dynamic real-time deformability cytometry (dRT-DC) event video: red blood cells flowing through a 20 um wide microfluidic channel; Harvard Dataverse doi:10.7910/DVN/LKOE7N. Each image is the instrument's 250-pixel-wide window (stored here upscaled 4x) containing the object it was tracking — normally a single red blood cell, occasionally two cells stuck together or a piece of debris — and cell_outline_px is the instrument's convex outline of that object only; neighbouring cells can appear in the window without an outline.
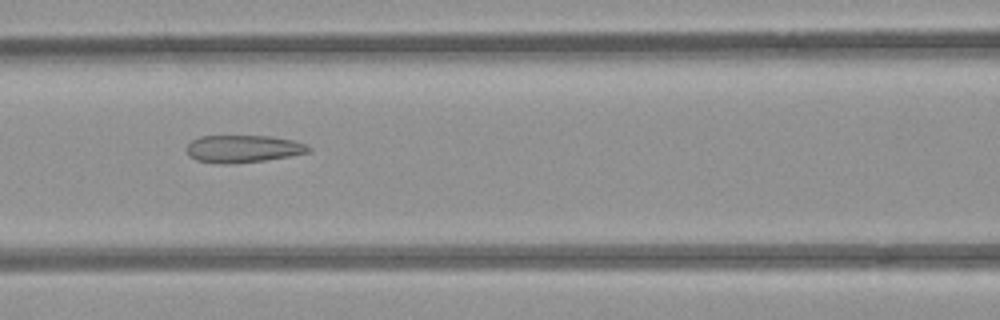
{"species": "common noctule bat (a hibernating species)", "species_latin": "Nyctalus noctula", "temperature_condition": "room temperature", "stored_images_in_passage": 39, "camera_frame_rate_fps": 3000, "um_per_image_px": 0.085, "animal": {"sex": "female", "body_mass_g": 21.9}, "frame": {"image": 1, "passage_image": 9, "time_ms": 2.667, "image_size_px": [1000, 320], "cell_outline_px": [[312, 148], [308, 152], [288, 156], [264, 160], [224, 164], [220, 164], [196, 160], [188, 156], [184, 148], [192, 140], [200, 136], [268, 136], [292, 140], [308, 144]], "centroid_in_image_um": [20.61, 12.64], "position_along_channel_um": 146.0, "area_um2": 19.48}}
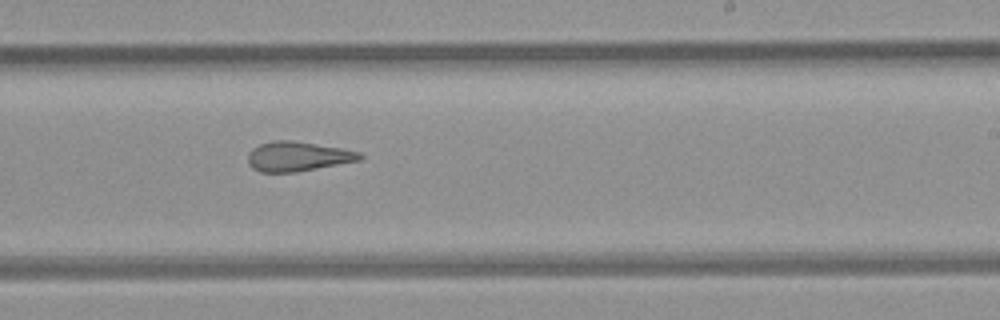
{"frame": {"image": 2, "passage_image": 18, "time_ms": 5.667, "image_size_px": [1000, 320], "cell_outline_px": [[364, 160], [296, 172], [260, 172], [252, 168], [248, 164], [248, 152], [252, 148], [260, 144], [272, 140], [292, 140], [340, 148], [360, 152], [364, 156]], "centroid_in_image_um": [25.32, 13.3], "position_along_channel_um": 263.7, "area_um2": 19.54}}
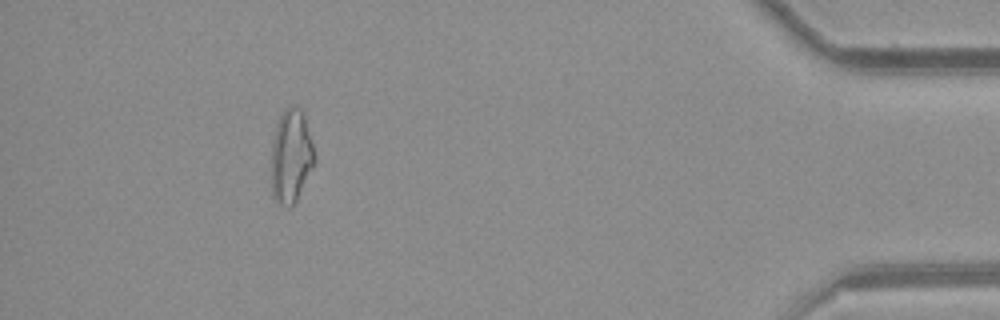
{"frame": {"image": 3, "passage_image": 34, "time_ms": 11.0, "image_size_px": [1000, 320], "cell_outline_px": [[316, 164], [296, 200], [288, 208], [280, 204], [272, 196], [272, 144], [276, 124], [284, 108], [288, 104], [292, 104], [300, 108], [304, 112], [312, 140], [316, 156]], "centroid_in_image_um": [24.77, 13.23], "position_along_channel_um": 410.4, "area_um2": 24.04}, "authors_computed_cell_mechanics": {"area_um2": 20.808, "velocity_mm_per_s": 3.9381, "shape_relaxation_time_tau1_ms": null, "shape_relaxation_time_tau2_ms": 2.1008, "deformation_change_tau1": null, "deformation_change_tau2": 0.1037}}